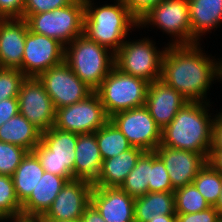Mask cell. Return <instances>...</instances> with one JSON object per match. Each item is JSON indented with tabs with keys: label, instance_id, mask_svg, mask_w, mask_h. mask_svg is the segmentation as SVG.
<instances>
[{
	"label": "cell",
	"instance_id": "bcb514c9",
	"mask_svg": "<svg viewBox=\"0 0 222 222\" xmlns=\"http://www.w3.org/2000/svg\"><path fill=\"white\" fill-rule=\"evenodd\" d=\"M42 222H81V220H65V221H42Z\"/></svg>",
	"mask_w": 222,
	"mask_h": 222
},
{
	"label": "cell",
	"instance_id": "7dc6e473",
	"mask_svg": "<svg viewBox=\"0 0 222 222\" xmlns=\"http://www.w3.org/2000/svg\"><path fill=\"white\" fill-rule=\"evenodd\" d=\"M220 79H222V60H220Z\"/></svg>",
	"mask_w": 222,
	"mask_h": 222
},
{
	"label": "cell",
	"instance_id": "f6af8a7d",
	"mask_svg": "<svg viewBox=\"0 0 222 222\" xmlns=\"http://www.w3.org/2000/svg\"><path fill=\"white\" fill-rule=\"evenodd\" d=\"M216 210L219 212V215L222 216V187L219 199L217 201V204L215 205Z\"/></svg>",
	"mask_w": 222,
	"mask_h": 222
},
{
	"label": "cell",
	"instance_id": "8992f818",
	"mask_svg": "<svg viewBox=\"0 0 222 222\" xmlns=\"http://www.w3.org/2000/svg\"><path fill=\"white\" fill-rule=\"evenodd\" d=\"M149 82L125 74L115 66L95 91L107 116L145 105Z\"/></svg>",
	"mask_w": 222,
	"mask_h": 222
},
{
	"label": "cell",
	"instance_id": "d6a6232c",
	"mask_svg": "<svg viewBox=\"0 0 222 222\" xmlns=\"http://www.w3.org/2000/svg\"><path fill=\"white\" fill-rule=\"evenodd\" d=\"M149 192H174L169 174L162 160L155 151H150V181Z\"/></svg>",
	"mask_w": 222,
	"mask_h": 222
},
{
	"label": "cell",
	"instance_id": "9a60e30c",
	"mask_svg": "<svg viewBox=\"0 0 222 222\" xmlns=\"http://www.w3.org/2000/svg\"><path fill=\"white\" fill-rule=\"evenodd\" d=\"M92 188L93 183L83 179L68 181L40 220H79L90 204Z\"/></svg>",
	"mask_w": 222,
	"mask_h": 222
},
{
	"label": "cell",
	"instance_id": "74e56055",
	"mask_svg": "<svg viewBox=\"0 0 222 222\" xmlns=\"http://www.w3.org/2000/svg\"><path fill=\"white\" fill-rule=\"evenodd\" d=\"M130 10V12L139 20L151 8L162 0H121Z\"/></svg>",
	"mask_w": 222,
	"mask_h": 222
},
{
	"label": "cell",
	"instance_id": "44dd1931",
	"mask_svg": "<svg viewBox=\"0 0 222 222\" xmlns=\"http://www.w3.org/2000/svg\"><path fill=\"white\" fill-rule=\"evenodd\" d=\"M102 162L96 132L78 134L75 148L74 179H83L93 183L98 178Z\"/></svg>",
	"mask_w": 222,
	"mask_h": 222
},
{
	"label": "cell",
	"instance_id": "b9f144b4",
	"mask_svg": "<svg viewBox=\"0 0 222 222\" xmlns=\"http://www.w3.org/2000/svg\"><path fill=\"white\" fill-rule=\"evenodd\" d=\"M207 162L222 174V150H210Z\"/></svg>",
	"mask_w": 222,
	"mask_h": 222
},
{
	"label": "cell",
	"instance_id": "277c9868",
	"mask_svg": "<svg viewBox=\"0 0 222 222\" xmlns=\"http://www.w3.org/2000/svg\"><path fill=\"white\" fill-rule=\"evenodd\" d=\"M109 50L82 34L65 46L64 62L95 92L115 66V53Z\"/></svg>",
	"mask_w": 222,
	"mask_h": 222
},
{
	"label": "cell",
	"instance_id": "8d00e7d4",
	"mask_svg": "<svg viewBox=\"0 0 222 222\" xmlns=\"http://www.w3.org/2000/svg\"><path fill=\"white\" fill-rule=\"evenodd\" d=\"M25 0H0V19L21 18Z\"/></svg>",
	"mask_w": 222,
	"mask_h": 222
},
{
	"label": "cell",
	"instance_id": "1f68e13d",
	"mask_svg": "<svg viewBox=\"0 0 222 222\" xmlns=\"http://www.w3.org/2000/svg\"><path fill=\"white\" fill-rule=\"evenodd\" d=\"M28 152L21 146L0 141V175L12 176Z\"/></svg>",
	"mask_w": 222,
	"mask_h": 222
},
{
	"label": "cell",
	"instance_id": "4dcf8cb0",
	"mask_svg": "<svg viewBox=\"0 0 222 222\" xmlns=\"http://www.w3.org/2000/svg\"><path fill=\"white\" fill-rule=\"evenodd\" d=\"M19 202L11 176L0 175V221L21 217Z\"/></svg>",
	"mask_w": 222,
	"mask_h": 222
},
{
	"label": "cell",
	"instance_id": "484cf974",
	"mask_svg": "<svg viewBox=\"0 0 222 222\" xmlns=\"http://www.w3.org/2000/svg\"><path fill=\"white\" fill-rule=\"evenodd\" d=\"M44 171L37 156L33 152H28L11 176L17 198L21 204L36 188Z\"/></svg>",
	"mask_w": 222,
	"mask_h": 222
},
{
	"label": "cell",
	"instance_id": "52a82bcc",
	"mask_svg": "<svg viewBox=\"0 0 222 222\" xmlns=\"http://www.w3.org/2000/svg\"><path fill=\"white\" fill-rule=\"evenodd\" d=\"M78 134L56 127L42 133L41 142L32 150L46 172L74 179L75 148Z\"/></svg>",
	"mask_w": 222,
	"mask_h": 222
},
{
	"label": "cell",
	"instance_id": "ee69618b",
	"mask_svg": "<svg viewBox=\"0 0 222 222\" xmlns=\"http://www.w3.org/2000/svg\"><path fill=\"white\" fill-rule=\"evenodd\" d=\"M4 220H12L11 222H42L40 219H34V218H23V217H20V218H12V219H4Z\"/></svg>",
	"mask_w": 222,
	"mask_h": 222
},
{
	"label": "cell",
	"instance_id": "83f0119b",
	"mask_svg": "<svg viewBox=\"0 0 222 222\" xmlns=\"http://www.w3.org/2000/svg\"><path fill=\"white\" fill-rule=\"evenodd\" d=\"M150 181V151H145L138 159L136 166L131 170L123 184L122 190L131 197L137 198L149 192Z\"/></svg>",
	"mask_w": 222,
	"mask_h": 222
},
{
	"label": "cell",
	"instance_id": "60d3db41",
	"mask_svg": "<svg viewBox=\"0 0 222 222\" xmlns=\"http://www.w3.org/2000/svg\"><path fill=\"white\" fill-rule=\"evenodd\" d=\"M80 220L81 222H106L91 203L85 208Z\"/></svg>",
	"mask_w": 222,
	"mask_h": 222
},
{
	"label": "cell",
	"instance_id": "5b68a950",
	"mask_svg": "<svg viewBox=\"0 0 222 222\" xmlns=\"http://www.w3.org/2000/svg\"><path fill=\"white\" fill-rule=\"evenodd\" d=\"M84 17V0H74L59 9L31 14L25 21L31 32L54 38L67 46L84 34Z\"/></svg>",
	"mask_w": 222,
	"mask_h": 222
},
{
	"label": "cell",
	"instance_id": "f546056e",
	"mask_svg": "<svg viewBox=\"0 0 222 222\" xmlns=\"http://www.w3.org/2000/svg\"><path fill=\"white\" fill-rule=\"evenodd\" d=\"M175 213H196L211 207L193 183L174 190Z\"/></svg>",
	"mask_w": 222,
	"mask_h": 222
},
{
	"label": "cell",
	"instance_id": "7402d4cb",
	"mask_svg": "<svg viewBox=\"0 0 222 222\" xmlns=\"http://www.w3.org/2000/svg\"><path fill=\"white\" fill-rule=\"evenodd\" d=\"M145 151L132 147L118 156L103 160L95 187H120Z\"/></svg>",
	"mask_w": 222,
	"mask_h": 222
},
{
	"label": "cell",
	"instance_id": "7a4b0ae2",
	"mask_svg": "<svg viewBox=\"0 0 222 222\" xmlns=\"http://www.w3.org/2000/svg\"><path fill=\"white\" fill-rule=\"evenodd\" d=\"M206 105L210 107L209 102L205 100L187 102L174 119L162 129L161 145L198 154H209L214 118L211 119Z\"/></svg>",
	"mask_w": 222,
	"mask_h": 222
},
{
	"label": "cell",
	"instance_id": "7bdbcfd3",
	"mask_svg": "<svg viewBox=\"0 0 222 222\" xmlns=\"http://www.w3.org/2000/svg\"><path fill=\"white\" fill-rule=\"evenodd\" d=\"M148 222H177L176 215H160Z\"/></svg>",
	"mask_w": 222,
	"mask_h": 222
},
{
	"label": "cell",
	"instance_id": "d6986e66",
	"mask_svg": "<svg viewBox=\"0 0 222 222\" xmlns=\"http://www.w3.org/2000/svg\"><path fill=\"white\" fill-rule=\"evenodd\" d=\"M28 30L24 19H0V68L19 69L22 72Z\"/></svg>",
	"mask_w": 222,
	"mask_h": 222
},
{
	"label": "cell",
	"instance_id": "cb8c5ba5",
	"mask_svg": "<svg viewBox=\"0 0 222 222\" xmlns=\"http://www.w3.org/2000/svg\"><path fill=\"white\" fill-rule=\"evenodd\" d=\"M42 132L18 113L0 127V141L21 146L32 152L41 142Z\"/></svg>",
	"mask_w": 222,
	"mask_h": 222
},
{
	"label": "cell",
	"instance_id": "e575fe53",
	"mask_svg": "<svg viewBox=\"0 0 222 222\" xmlns=\"http://www.w3.org/2000/svg\"><path fill=\"white\" fill-rule=\"evenodd\" d=\"M74 0H25L22 19H26L31 14L52 11L71 4Z\"/></svg>",
	"mask_w": 222,
	"mask_h": 222
},
{
	"label": "cell",
	"instance_id": "ab89813d",
	"mask_svg": "<svg viewBox=\"0 0 222 222\" xmlns=\"http://www.w3.org/2000/svg\"><path fill=\"white\" fill-rule=\"evenodd\" d=\"M211 150H222V112L214 117Z\"/></svg>",
	"mask_w": 222,
	"mask_h": 222
},
{
	"label": "cell",
	"instance_id": "ffe728a7",
	"mask_svg": "<svg viewBox=\"0 0 222 222\" xmlns=\"http://www.w3.org/2000/svg\"><path fill=\"white\" fill-rule=\"evenodd\" d=\"M67 182L64 177L44 171L36 188L22 203L21 217L40 219Z\"/></svg>",
	"mask_w": 222,
	"mask_h": 222
},
{
	"label": "cell",
	"instance_id": "5bb4252c",
	"mask_svg": "<svg viewBox=\"0 0 222 222\" xmlns=\"http://www.w3.org/2000/svg\"><path fill=\"white\" fill-rule=\"evenodd\" d=\"M65 46L54 38L28 30L22 59V72L26 77L41 73L64 62Z\"/></svg>",
	"mask_w": 222,
	"mask_h": 222
},
{
	"label": "cell",
	"instance_id": "9c48e42d",
	"mask_svg": "<svg viewBox=\"0 0 222 222\" xmlns=\"http://www.w3.org/2000/svg\"><path fill=\"white\" fill-rule=\"evenodd\" d=\"M109 120L99 95L93 92L80 102L56 109L54 127L77 134H90Z\"/></svg>",
	"mask_w": 222,
	"mask_h": 222
},
{
	"label": "cell",
	"instance_id": "30bf717a",
	"mask_svg": "<svg viewBox=\"0 0 222 222\" xmlns=\"http://www.w3.org/2000/svg\"><path fill=\"white\" fill-rule=\"evenodd\" d=\"M147 24L173 35L176 39L169 44H191L188 0H162L139 19L138 27Z\"/></svg>",
	"mask_w": 222,
	"mask_h": 222
},
{
	"label": "cell",
	"instance_id": "ba28073f",
	"mask_svg": "<svg viewBox=\"0 0 222 222\" xmlns=\"http://www.w3.org/2000/svg\"><path fill=\"white\" fill-rule=\"evenodd\" d=\"M165 50L157 51L150 39L125 41L115 52L114 65L121 72L152 83L161 78Z\"/></svg>",
	"mask_w": 222,
	"mask_h": 222
},
{
	"label": "cell",
	"instance_id": "4316f807",
	"mask_svg": "<svg viewBox=\"0 0 222 222\" xmlns=\"http://www.w3.org/2000/svg\"><path fill=\"white\" fill-rule=\"evenodd\" d=\"M96 140L103 160L118 156L133 147L111 120L96 131Z\"/></svg>",
	"mask_w": 222,
	"mask_h": 222
},
{
	"label": "cell",
	"instance_id": "4fadbf2b",
	"mask_svg": "<svg viewBox=\"0 0 222 222\" xmlns=\"http://www.w3.org/2000/svg\"><path fill=\"white\" fill-rule=\"evenodd\" d=\"M17 98L19 113L42 133L54 126L56 110L38 77H26Z\"/></svg>",
	"mask_w": 222,
	"mask_h": 222
},
{
	"label": "cell",
	"instance_id": "2e32d148",
	"mask_svg": "<svg viewBox=\"0 0 222 222\" xmlns=\"http://www.w3.org/2000/svg\"><path fill=\"white\" fill-rule=\"evenodd\" d=\"M154 151L164 163L174 189L191 184L198 172L206 165L209 156V154H198L161 144Z\"/></svg>",
	"mask_w": 222,
	"mask_h": 222
},
{
	"label": "cell",
	"instance_id": "c3c4849f",
	"mask_svg": "<svg viewBox=\"0 0 222 222\" xmlns=\"http://www.w3.org/2000/svg\"><path fill=\"white\" fill-rule=\"evenodd\" d=\"M218 222H222V216H219Z\"/></svg>",
	"mask_w": 222,
	"mask_h": 222
},
{
	"label": "cell",
	"instance_id": "f35d334b",
	"mask_svg": "<svg viewBox=\"0 0 222 222\" xmlns=\"http://www.w3.org/2000/svg\"><path fill=\"white\" fill-rule=\"evenodd\" d=\"M19 113L18 98H8L0 101V127L11 117Z\"/></svg>",
	"mask_w": 222,
	"mask_h": 222
},
{
	"label": "cell",
	"instance_id": "d590c367",
	"mask_svg": "<svg viewBox=\"0 0 222 222\" xmlns=\"http://www.w3.org/2000/svg\"><path fill=\"white\" fill-rule=\"evenodd\" d=\"M219 216L215 206L196 213L176 214L177 222H218Z\"/></svg>",
	"mask_w": 222,
	"mask_h": 222
},
{
	"label": "cell",
	"instance_id": "e0dca14e",
	"mask_svg": "<svg viewBox=\"0 0 222 222\" xmlns=\"http://www.w3.org/2000/svg\"><path fill=\"white\" fill-rule=\"evenodd\" d=\"M134 201L120 187L93 186L90 197V203L106 222H135Z\"/></svg>",
	"mask_w": 222,
	"mask_h": 222
},
{
	"label": "cell",
	"instance_id": "8fae6325",
	"mask_svg": "<svg viewBox=\"0 0 222 222\" xmlns=\"http://www.w3.org/2000/svg\"><path fill=\"white\" fill-rule=\"evenodd\" d=\"M110 120L133 147L154 151L161 144L162 129L156 124L145 105L118 112L110 117Z\"/></svg>",
	"mask_w": 222,
	"mask_h": 222
},
{
	"label": "cell",
	"instance_id": "7c38bea8",
	"mask_svg": "<svg viewBox=\"0 0 222 222\" xmlns=\"http://www.w3.org/2000/svg\"><path fill=\"white\" fill-rule=\"evenodd\" d=\"M38 79L50 96L55 110L80 102L94 92L65 62L41 73Z\"/></svg>",
	"mask_w": 222,
	"mask_h": 222
},
{
	"label": "cell",
	"instance_id": "6da1fadb",
	"mask_svg": "<svg viewBox=\"0 0 222 222\" xmlns=\"http://www.w3.org/2000/svg\"><path fill=\"white\" fill-rule=\"evenodd\" d=\"M167 45L160 79L188 101L203 102L214 78H220V62L204 55L199 42Z\"/></svg>",
	"mask_w": 222,
	"mask_h": 222
},
{
	"label": "cell",
	"instance_id": "d4e9b609",
	"mask_svg": "<svg viewBox=\"0 0 222 222\" xmlns=\"http://www.w3.org/2000/svg\"><path fill=\"white\" fill-rule=\"evenodd\" d=\"M160 215H176L173 192H148L135 198V222H148Z\"/></svg>",
	"mask_w": 222,
	"mask_h": 222
},
{
	"label": "cell",
	"instance_id": "f1b7e54d",
	"mask_svg": "<svg viewBox=\"0 0 222 222\" xmlns=\"http://www.w3.org/2000/svg\"><path fill=\"white\" fill-rule=\"evenodd\" d=\"M192 183L210 206L217 204L222 187V174L220 172L207 162Z\"/></svg>",
	"mask_w": 222,
	"mask_h": 222
},
{
	"label": "cell",
	"instance_id": "ac0fdd59",
	"mask_svg": "<svg viewBox=\"0 0 222 222\" xmlns=\"http://www.w3.org/2000/svg\"><path fill=\"white\" fill-rule=\"evenodd\" d=\"M187 102L186 98L161 79L148 85L145 106L161 129L174 119Z\"/></svg>",
	"mask_w": 222,
	"mask_h": 222
},
{
	"label": "cell",
	"instance_id": "603a6c76",
	"mask_svg": "<svg viewBox=\"0 0 222 222\" xmlns=\"http://www.w3.org/2000/svg\"><path fill=\"white\" fill-rule=\"evenodd\" d=\"M191 44L222 22V0H188Z\"/></svg>",
	"mask_w": 222,
	"mask_h": 222
},
{
	"label": "cell",
	"instance_id": "836d02e7",
	"mask_svg": "<svg viewBox=\"0 0 222 222\" xmlns=\"http://www.w3.org/2000/svg\"><path fill=\"white\" fill-rule=\"evenodd\" d=\"M25 78L19 69L0 68V101L17 97Z\"/></svg>",
	"mask_w": 222,
	"mask_h": 222
},
{
	"label": "cell",
	"instance_id": "3957f363",
	"mask_svg": "<svg viewBox=\"0 0 222 222\" xmlns=\"http://www.w3.org/2000/svg\"><path fill=\"white\" fill-rule=\"evenodd\" d=\"M116 1L115 5L95 8L91 0H84V35L113 53L125 42L128 31L139 26V20L128 7L121 0Z\"/></svg>",
	"mask_w": 222,
	"mask_h": 222
}]
</instances>
